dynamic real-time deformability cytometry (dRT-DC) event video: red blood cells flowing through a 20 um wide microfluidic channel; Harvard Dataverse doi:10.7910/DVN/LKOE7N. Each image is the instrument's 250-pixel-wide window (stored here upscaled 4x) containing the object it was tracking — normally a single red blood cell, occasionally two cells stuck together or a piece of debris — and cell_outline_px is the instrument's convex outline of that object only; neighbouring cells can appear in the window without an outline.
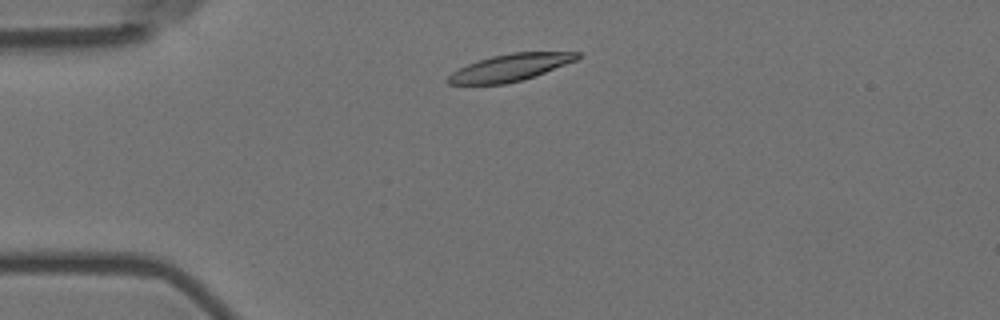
{"species": "Egyptian fruit bat (a non-hibernating species)", "species_latin": "Rousettus aegyptiacus", "temperature_condition": "room temperature", "stored_images_in_passage": 37, "camera_frame_rate_fps": 3000, "um_per_image_px": 0.085, "animal": {"sex": "female"}, "frame": {"image": 1, "passage_image": 1, "time_ms": 0.0, "image_size_px": [1000, 320], "cell_outline_px": [[580, 56], [576, 60], [536, 76], [524, 80], [504, 84], [448, 84], [444, 80], [452, 72], [468, 64], [492, 56], [512, 52], [580, 52]], "centroid_in_image_um": [43.36, 5.75], "position_along_channel_um": 41.6, "area_um2": 20.29}}
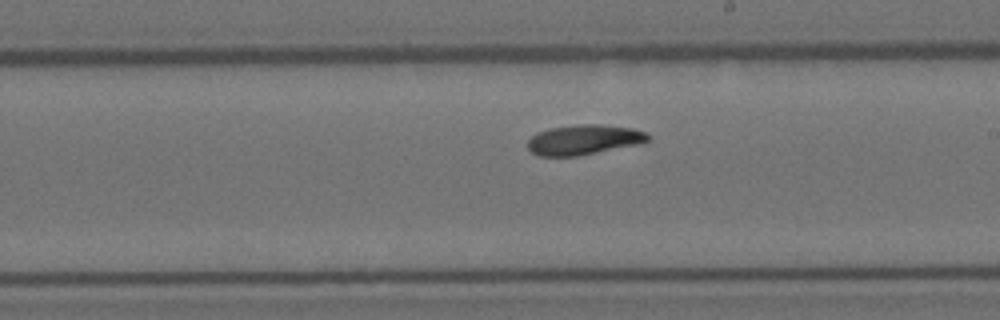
{"frame": {"image": 2, "passage_image": 20, "time_ms": 6.333, "image_size_px": [1000, 320], "cell_outline_px": [[652, 140], [640, 144], [576, 156], [536, 156], [528, 148], [528, 140], [532, 136], [540, 132], [552, 128], [584, 124], [600, 124], [632, 128], [644, 132], [652, 136]], "centroid_in_image_um": [49.68, 11.88], "position_along_channel_um": 239.3, "area_um2": 20.92}}
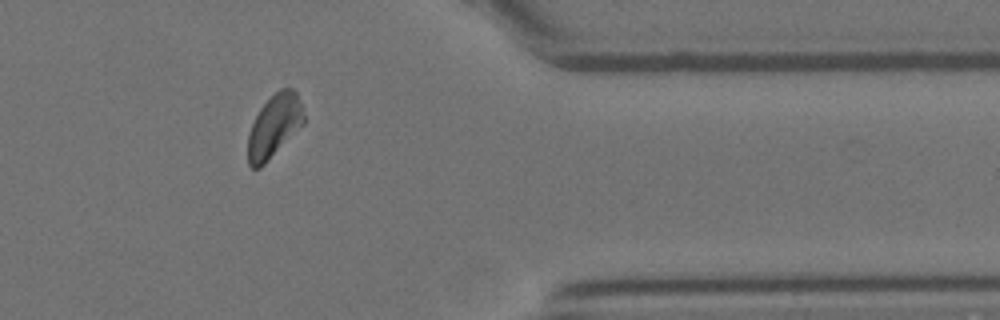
{"frame": {"image": 3, "passage_image": 34, "time_ms": 11.0, "image_size_px": [1000, 320], "cell_outline_px": [[304, 124], [260, 168], [252, 168], [248, 164], [248, 136], [252, 124], [260, 108], [280, 88], [292, 88], [296, 92], [304, 112]], "centroid_in_image_um": [23.31, 10.72], "position_along_channel_um": 388.1, "area_um2": 20.17}}